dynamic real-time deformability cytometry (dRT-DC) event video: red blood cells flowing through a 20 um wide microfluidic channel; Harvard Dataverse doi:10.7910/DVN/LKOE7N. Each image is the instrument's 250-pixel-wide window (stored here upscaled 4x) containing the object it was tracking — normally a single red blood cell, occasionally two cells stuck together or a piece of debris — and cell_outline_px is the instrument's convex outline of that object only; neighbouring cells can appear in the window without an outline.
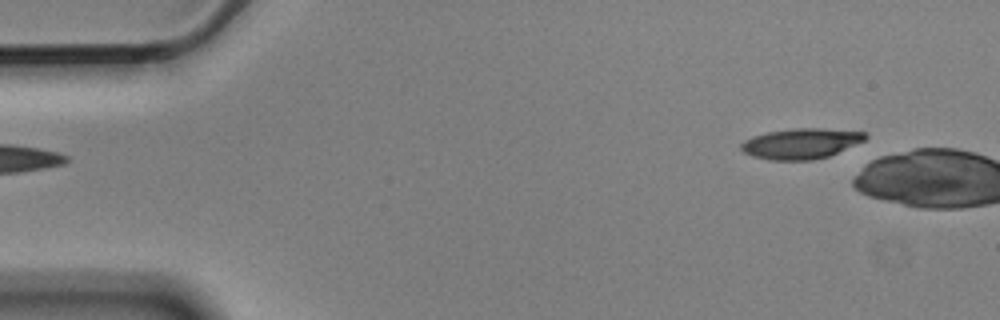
{"species": "Egyptian fruit bat (a non-hibernating species)", "species_latin": "Rousettus aegyptiacus", "temperature_condition": "cold", "stored_images_in_passage": 3, "camera_frame_rate_fps": 3000, "um_per_image_px": 0.085, "animal": {"sex": "male"}, "frame": {"image": 1, "passage_image": 1, "time_ms": 0.0, "image_size_px": [1000, 320], "cell_outline_px": [[868, 136], [864, 140], [828, 156], [812, 160], [768, 160], [752, 156], [744, 152], [740, 148], [740, 144], [744, 140], [752, 136], [768, 132], [796, 128], [820, 128], [864, 132]], "centroid_in_image_um": [68.03, 12.2], "position_along_channel_um": 17.0, "area_um2": 21.85}}